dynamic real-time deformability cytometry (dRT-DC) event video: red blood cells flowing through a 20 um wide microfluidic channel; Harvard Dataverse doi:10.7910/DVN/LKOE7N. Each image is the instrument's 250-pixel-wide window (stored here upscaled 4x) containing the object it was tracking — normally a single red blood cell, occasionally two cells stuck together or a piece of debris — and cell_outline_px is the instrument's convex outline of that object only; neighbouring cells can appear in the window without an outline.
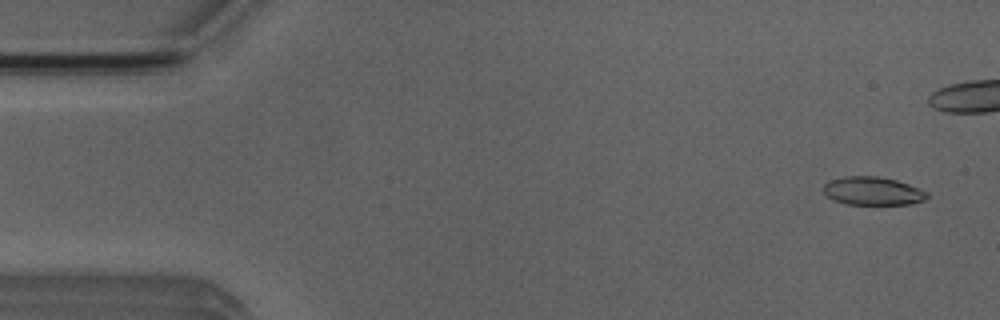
{"species": "Egyptian fruit bat (a non-hibernating species)", "species_latin": "Rousettus aegyptiacus", "temperature_condition": "room temperature", "stored_images_in_passage": 7, "camera_frame_rate_fps": 3000, "um_per_image_px": 0.085, "animal": {"sex": "male"}, "frame": {"image": 1, "passage_image": 1, "time_ms": 0.0, "image_size_px": [1000, 320], "cell_outline_px": [[928, 196], [924, 200], [912, 204], [848, 204], [832, 200], [824, 192], [824, 184], [828, 180], [844, 176], [876, 176], [896, 180], [920, 188], [928, 192]], "centroid_in_image_um": [74.18, 16.23], "position_along_channel_um": 10.8, "area_um2": 17.11}}